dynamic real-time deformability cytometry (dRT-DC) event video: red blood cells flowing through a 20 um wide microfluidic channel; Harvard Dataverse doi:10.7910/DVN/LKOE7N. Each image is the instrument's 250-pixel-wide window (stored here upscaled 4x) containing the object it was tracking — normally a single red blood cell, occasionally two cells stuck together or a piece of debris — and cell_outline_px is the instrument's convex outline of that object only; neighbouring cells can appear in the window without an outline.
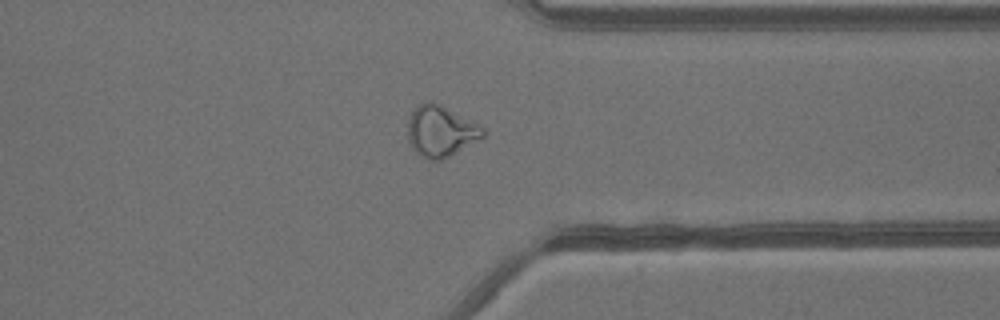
{"species": "common noctule bat (a hibernating species)", "species_latin": "Nyctalus noctula", "temperature_condition": "warm", "stored_images_in_passage": 31, "camera_frame_rate_fps": 3000, "um_per_image_px": 0.085, "animal": {"sex": "male", "body_mass_g": 13.3}, "frame": {"image": 1, "passage_image": 22, "time_ms": 7.0, "image_size_px": [1000, 320], "cell_outline_px": [[484, 136], [448, 156], [440, 160], [432, 160], [420, 156], [412, 148], [408, 140], [408, 120], [412, 112], [420, 104], [432, 100], [440, 104], [484, 128]], "centroid_in_image_um": [37.41, 11.15], "position_along_channel_um": 374.0, "area_um2": 21.79}}